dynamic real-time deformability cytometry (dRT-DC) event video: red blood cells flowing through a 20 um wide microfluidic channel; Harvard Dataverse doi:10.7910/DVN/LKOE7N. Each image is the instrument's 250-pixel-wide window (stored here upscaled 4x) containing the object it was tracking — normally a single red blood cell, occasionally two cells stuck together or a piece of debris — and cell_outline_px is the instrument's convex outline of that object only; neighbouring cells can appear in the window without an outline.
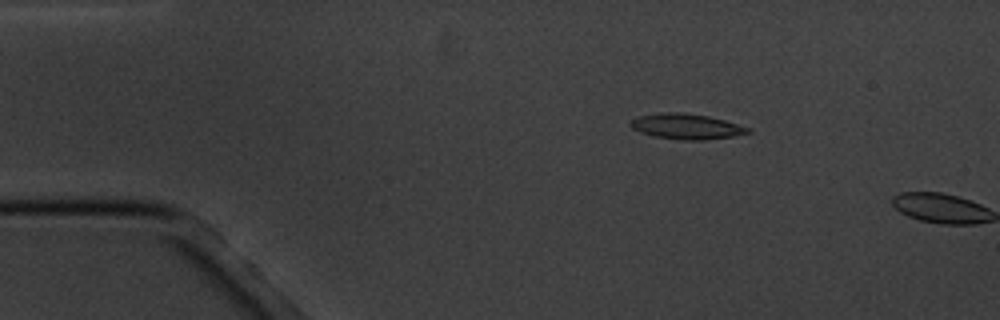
{"species": "common noctule bat (a hibernating species)", "species_latin": "Nyctalus noctula", "temperature_condition": "cold", "stored_images_in_passage": 3, "camera_frame_rate_fps": 3000, "um_per_image_px": 0.085, "animal": {"sex": "male", "body_mass_g": 20.1, "forearm_length_mm": 53.5}, "frame": {"image": 1, "passage_image": 2, "time_ms": 2.0, "image_size_px": [1000, 320], "cell_outline_px": [[752, 132], [732, 136], [704, 140], [684, 140], [652, 136], [640, 132], [632, 128], [628, 124], [636, 116], [660, 112], [684, 112], [708, 116], [724, 120], [752, 128]], "centroid_in_image_um": [58.33, 10.74], "position_along_channel_um": 26.7, "area_um2": 17.57}}